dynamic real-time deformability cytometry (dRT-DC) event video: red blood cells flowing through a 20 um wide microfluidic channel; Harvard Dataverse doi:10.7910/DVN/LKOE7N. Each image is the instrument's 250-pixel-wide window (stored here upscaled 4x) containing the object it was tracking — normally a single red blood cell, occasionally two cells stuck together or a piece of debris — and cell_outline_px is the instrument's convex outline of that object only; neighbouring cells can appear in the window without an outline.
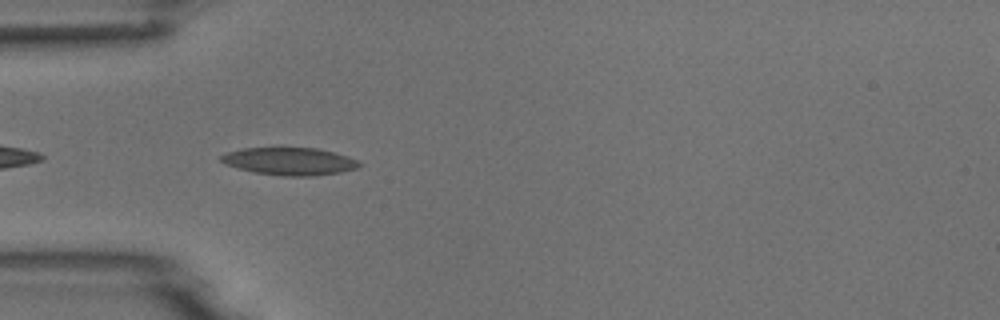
{"species": "common noctule bat (a hibernating species)", "species_latin": "Nyctalus noctula", "temperature_condition": "room temperature", "stored_images_in_passage": 10, "camera_frame_rate_fps": 3000, "um_per_image_px": 0.085, "animal": {"sex": "male", "body_mass_g": 18.8}, "frame": {"image": 1, "passage_image": 4, "time_ms": 4.333, "image_size_px": [1000, 320], "cell_outline_px": [[360, 164], [356, 168], [340, 172], [312, 176], [280, 176], [252, 172], [236, 168], [224, 164], [220, 160], [220, 156], [228, 152], [240, 148], [316, 148], [348, 156], [356, 160]], "centroid_in_image_um": [24.55, 13.72], "position_along_channel_um": 60.5, "area_um2": 22.14}}